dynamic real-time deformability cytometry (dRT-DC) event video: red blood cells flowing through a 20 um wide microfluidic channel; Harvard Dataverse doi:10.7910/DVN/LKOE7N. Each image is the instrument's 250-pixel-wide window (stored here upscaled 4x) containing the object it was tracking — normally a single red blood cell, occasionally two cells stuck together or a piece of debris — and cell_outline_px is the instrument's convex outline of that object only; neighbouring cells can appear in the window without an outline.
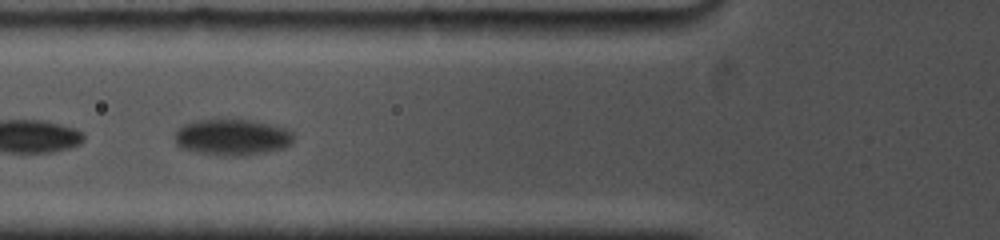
{"species": "common noctule bat (a hibernating species)", "species_latin": "Nyctalus noctula", "temperature_condition": "cold", "stored_images_in_passage": 13, "camera_frame_rate_fps": 5000, "um_per_image_px": 0.085, "animal": {"sex": "female", "body_mass_g": 19.0, "forearm_length_mm": 53.3}, "frame": {"image": 1, "passage_image": 8, "time_ms": 1.4, "image_size_px": [1000, 240], "cell_outline_px": [[292, 144], [284, 148], [244, 156], [224, 156], [200, 152], [180, 148], [176, 144], [176, 128], [184, 124], [196, 120], [252, 120], [272, 124], [284, 128], [292, 132]], "centroid_in_image_um": [19.73, 11.66], "position_along_channel_um": 106.1, "area_um2": 25.03}}